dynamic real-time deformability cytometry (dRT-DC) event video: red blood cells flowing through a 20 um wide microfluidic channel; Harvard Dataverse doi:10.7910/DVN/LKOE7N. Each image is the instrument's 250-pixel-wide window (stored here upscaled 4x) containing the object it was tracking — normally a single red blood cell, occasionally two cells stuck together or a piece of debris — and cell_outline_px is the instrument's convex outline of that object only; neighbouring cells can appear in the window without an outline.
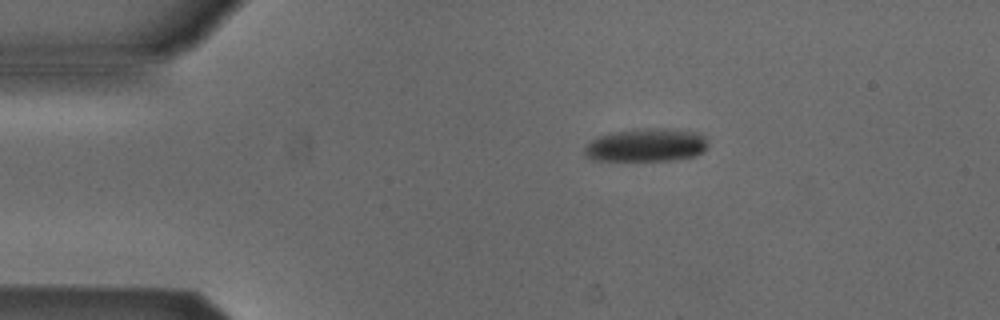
{"species": "Egyptian fruit bat (a non-hibernating species)", "species_latin": "Rousettus aegyptiacus", "temperature_condition": "cold", "stored_images_in_passage": 23, "camera_frame_rate_fps": 3000, "um_per_image_px": 0.085, "animal": {"sex": "male"}, "frame": {"image": 1, "passage_image": 1, "time_ms": 0.0, "image_size_px": [1000, 320], "cell_outline_px": [[708, 144], [704, 152], [696, 156], [668, 160], [592, 160], [584, 152], [584, 148], [596, 136], [616, 132], [648, 128], [672, 128], [696, 132], [704, 136]], "centroid_in_image_um": [54.97, 12.33], "position_along_channel_um": 30.0, "area_um2": 23.76}}
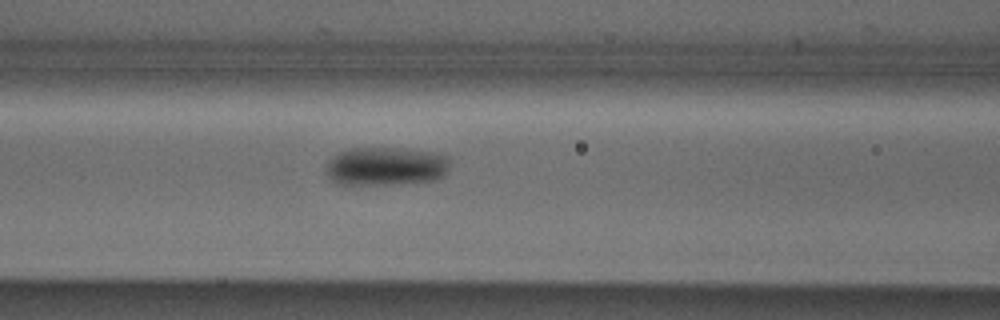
{"frame": {"image": 2, "passage_image": 13, "time_ms": 4.0, "image_size_px": [1000, 320], "cell_outline_px": [[448, 168], [444, 176], [436, 180], [388, 184], [340, 184], [332, 180], [328, 176], [324, 168], [328, 160], [332, 156], [348, 148], [396, 148], [436, 152], [448, 156]], "centroid_in_image_um": [32.78, 14.12], "position_along_channel_um": 133.8, "area_um2": 27.92}}
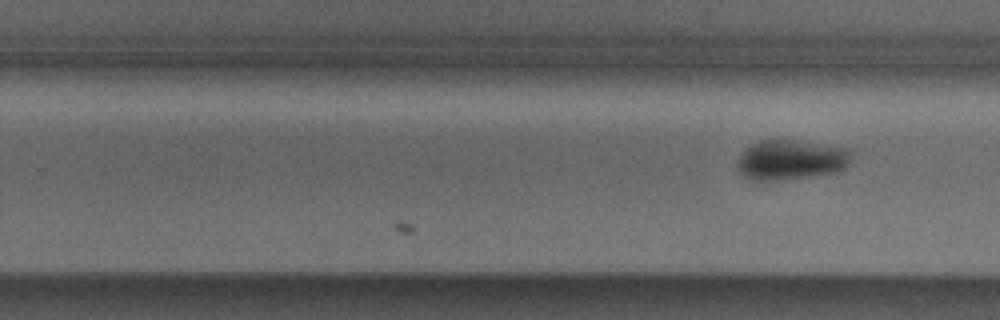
{"frame": {"image": 3, "passage_image": 23, "time_ms": 7.333, "image_size_px": [1000, 320], "cell_outline_px": [[852, 152], [848, 164], [844, 168], [836, 172], [772, 180], [752, 180], [744, 176], [740, 172], [736, 164], [744, 148], [760, 140], [796, 140], [852, 148]], "centroid_in_image_um": [67.23, 13.55], "position_along_channel_um": 262.6, "area_um2": 26.41}}